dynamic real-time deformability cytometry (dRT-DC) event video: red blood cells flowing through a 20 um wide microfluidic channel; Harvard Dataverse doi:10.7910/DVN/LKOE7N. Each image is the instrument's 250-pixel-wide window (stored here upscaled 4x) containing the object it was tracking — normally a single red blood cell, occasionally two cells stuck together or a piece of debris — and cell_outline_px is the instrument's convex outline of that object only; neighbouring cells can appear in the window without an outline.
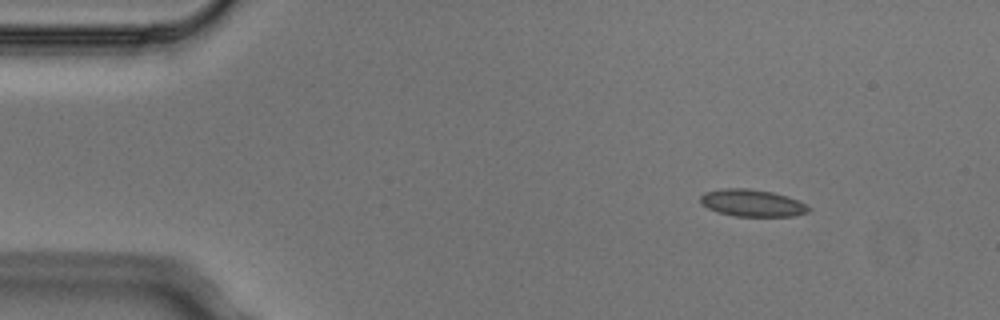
{"species": "Egyptian fruit bat (a non-hibernating species)", "species_latin": "Rousettus aegyptiacus", "temperature_condition": "cold", "stored_images_in_passage": 6, "camera_frame_rate_fps": 3000, "um_per_image_px": 0.085, "animal": {"sex": "male"}, "frame": {"image": 1, "passage_image": 1, "time_ms": 0.0, "image_size_px": [1000, 320], "cell_outline_px": [[808, 212], [792, 216], [736, 216], [720, 212], [708, 208], [700, 200], [700, 196], [704, 192], [724, 188], [748, 188], [772, 192], [788, 196], [804, 204], [808, 208]], "centroid_in_image_um": [63.91, 17.24], "position_along_channel_um": 21.1, "area_um2": 16.76}}
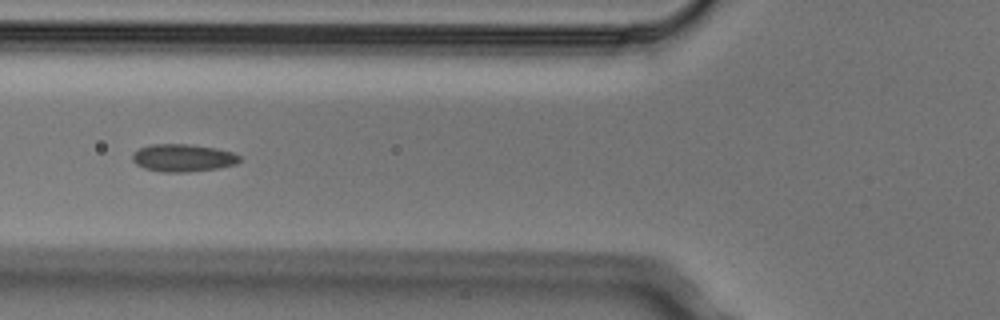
{"frame": {"image": 2, "passage_image": 4, "time_ms": 1.0, "image_size_px": [1000, 320], "cell_outline_px": [[240, 160], [236, 164], [220, 168], [184, 172], [164, 172], [144, 168], [136, 164], [132, 160], [132, 152], [140, 148], [152, 144], [188, 144], [216, 148], [232, 152], [240, 156]], "centroid_in_image_um": [15.54, 13.42], "position_along_channel_um": 110.3, "area_um2": 17.22}}
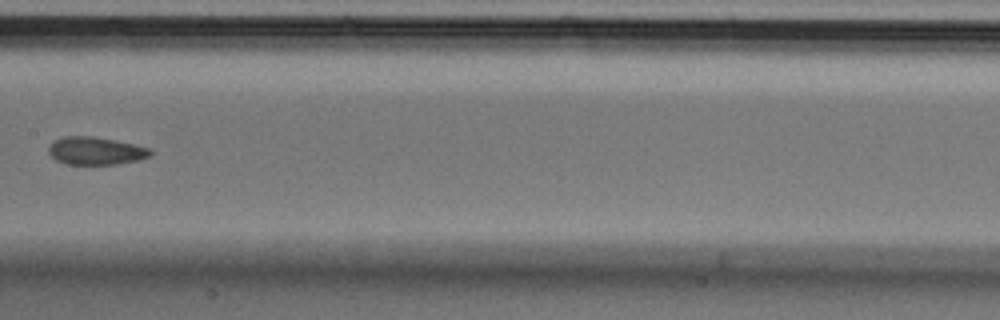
{"frame": {"image": 3, "passage_image": 6, "time_ms": 1.667, "image_size_px": [1000, 320], "cell_outline_px": [[152, 156], [140, 160], [116, 164], [68, 164], [56, 160], [48, 152], [48, 148], [52, 140], [64, 136], [92, 136], [152, 148]], "centroid_in_image_um": [8.14, 12.82], "position_along_channel_um": 199.3, "area_um2": 16.53}}